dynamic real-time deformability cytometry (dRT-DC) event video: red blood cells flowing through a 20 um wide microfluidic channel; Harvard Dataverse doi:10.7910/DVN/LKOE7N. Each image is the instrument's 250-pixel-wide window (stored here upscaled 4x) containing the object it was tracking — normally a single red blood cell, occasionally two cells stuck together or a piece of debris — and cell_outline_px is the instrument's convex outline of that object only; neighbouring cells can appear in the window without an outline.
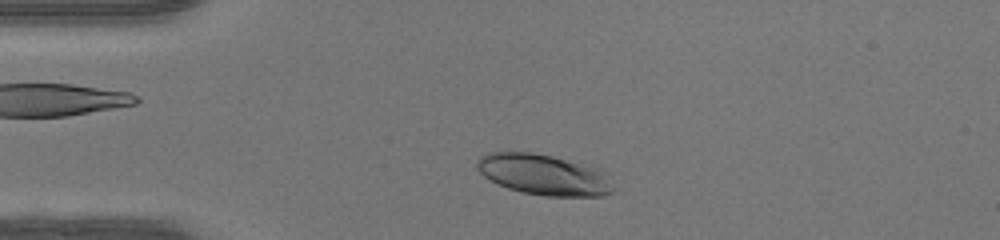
{"species": "human", "species_latin": "Homo sapiens", "temperature_condition": "warm", "stored_images_in_passage": 42, "camera_frame_rate_fps": 3000, "um_per_image_px": 0.085, "donor": {"sex": "female"}, "frame": {"image": 1, "passage_image": 5, "time_ms": 1.333, "image_size_px": [1000, 240], "cell_outline_px": [[616, 188], [612, 192], [604, 196], [544, 196], [520, 192], [508, 188], [484, 176], [476, 168], [476, 160], [480, 156], [488, 152], [532, 152], [552, 156], [596, 168], [604, 172]], "centroid_in_image_um": [46.21, 14.85], "position_along_channel_um": 38.8, "area_um2": 32.31}}
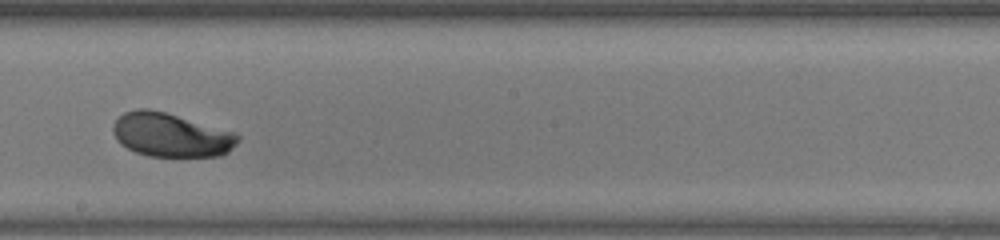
{"frame": {"image": 2, "passage_image": 21, "time_ms": 6.667, "image_size_px": [1000, 240], "cell_outline_px": [[240, 140], [228, 152], [220, 156], [148, 156], [136, 152], [120, 144], [116, 140], [112, 132], [112, 124], [124, 112], [136, 108], [148, 108], [164, 112], [236, 132], [240, 136]], "centroid_in_image_um": [14.52, 11.47], "position_along_channel_um": 233.7, "area_um2": 32.02}}
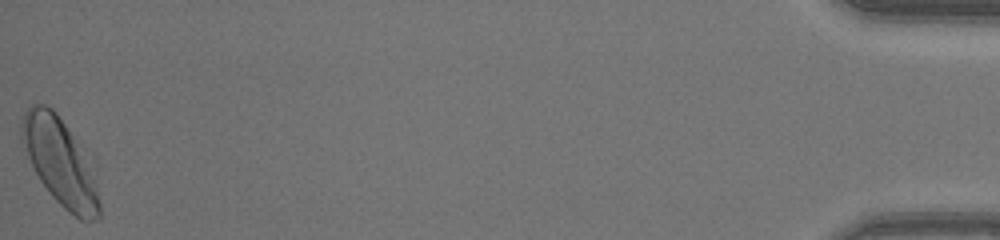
{"frame": {"image": 3, "passage_image": 42, "time_ms": 13.667, "image_size_px": [1000, 240], "cell_outline_px": [[100, 220], [80, 220], [64, 208], [52, 196], [40, 180], [20, 144], [20, 124], [24, 112], [32, 104], [44, 104], [52, 108], [56, 112], [92, 152], [96, 160], [100, 204]], "centroid_in_image_um": [5.21, 13.72], "position_along_channel_um": 430.0, "area_um2": 41.67}, "authors_computed_cell_mechanics": {"area_um2": 32.2235, "velocity_mm_per_s": 4.2688, "shape_relaxation_time_tau1_ms": 1.95, "shape_relaxation_time_tau2_ms": null, "deformation_change_tau1": 0.1181, "deformation_change_tau2": null}}